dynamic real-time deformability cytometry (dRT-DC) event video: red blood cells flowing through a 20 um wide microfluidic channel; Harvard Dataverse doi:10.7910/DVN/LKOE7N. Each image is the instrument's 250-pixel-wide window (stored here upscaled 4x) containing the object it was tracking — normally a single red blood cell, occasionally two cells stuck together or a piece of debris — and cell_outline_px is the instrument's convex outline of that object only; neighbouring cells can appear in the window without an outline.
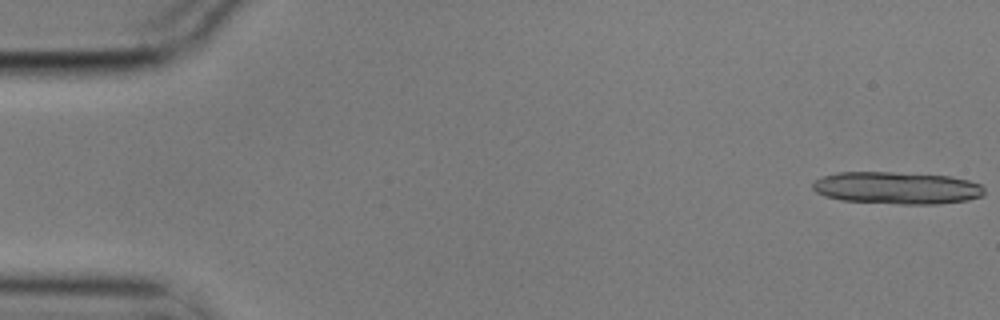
{"species": "common noctule bat (a hibernating species)", "species_latin": "Nyctalus noctula", "temperature_condition": "cold", "stored_images_in_passage": 5, "camera_frame_rate_fps": 3000, "um_per_image_px": 0.085, "animal": {"sex": "male", "body_mass_g": 17.9}, "frame": {"image": 1, "passage_image": 1, "time_ms": 0.0, "image_size_px": [1000, 320], "cell_outline_px": [[984, 196], [968, 200], [936, 204], [900, 204], [840, 200], [824, 196], [816, 192], [812, 188], [812, 184], [816, 180], [824, 176], [836, 172], [892, 172], [948, 176], [968, 180], [980, 184], [984, 188]], "centroid_in_image_um": [76.23, 15.98], "position_along_channel_um": 8.8, "area_um2": 32.31}}
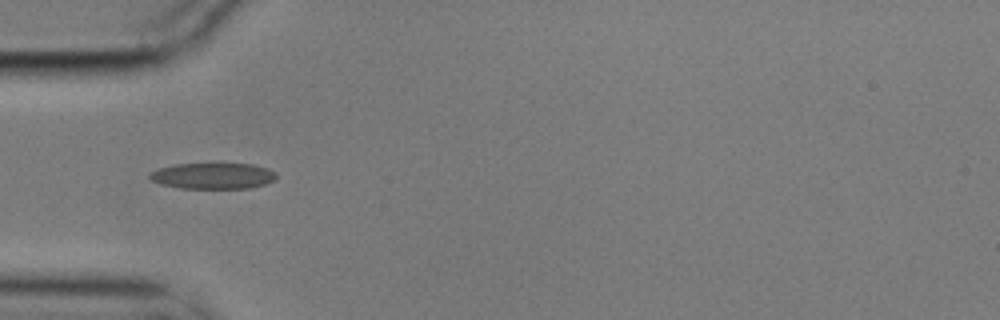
{"frame": {"image": 2, "passage_image": 5, "time_ms": 1.333, "image_size_px": [1000, 320], "cell_outline_px": [[276, 180], [264, 184], [248, 188], [180, 188], [160, 184], [152, 180], [148, 176], [152, 172], [160, 168], [176, 164], [252, 164], [268, 168], [276, 172]], "centroid_in_image_um": [18.13, 14.95], "position_along_channel_um": 66.9, "area_um2": 19.07}}